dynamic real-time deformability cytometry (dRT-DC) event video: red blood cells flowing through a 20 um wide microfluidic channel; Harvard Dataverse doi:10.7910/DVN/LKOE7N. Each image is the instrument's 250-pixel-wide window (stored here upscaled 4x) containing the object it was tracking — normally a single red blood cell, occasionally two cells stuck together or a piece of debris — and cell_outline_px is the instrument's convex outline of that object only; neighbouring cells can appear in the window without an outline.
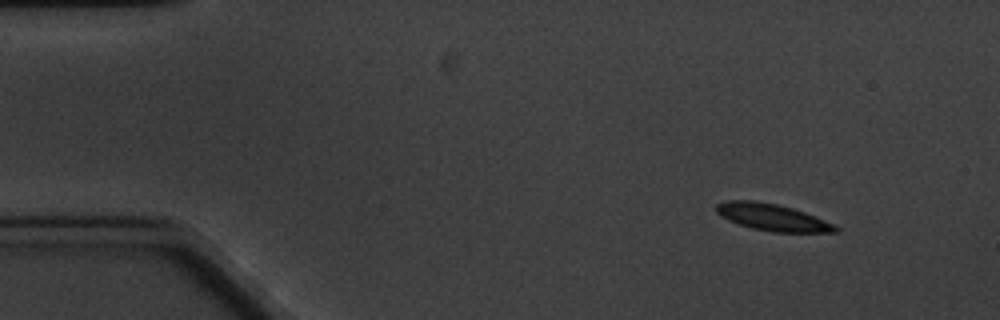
{"species": "common noctule bat (a hibernating species)", "species_latin": "Nyctalus noctula", "temperature_condition": "cold", "stored_images_in_passage": 5, "segment_of_instrument_passage": [1, 2], "camera_frame_rate_fps": 3000, "um_per_image_px": 0.085, "animal": {"sex": "male", "body_mass_g": 20.1, "forearm_length_mm": 53.5}, "frame": {"image": 1, "passage_image": 1, "time_ms": 0.0, "image_size_px": [1000, 320], "cell_outline_px": [[840, 232], [772, 232], [752, 228], [728, 220], [720, 216], [716, 212], [716, 204], [724, 200], [752, 200], [776, 204], [792, 208], [804, 212], [824, 220], [840, 228]], "centroid_in_image_um": [65.62, 18.46], "position_along_channel_um": 19.4, "area_um2": 18.55}}
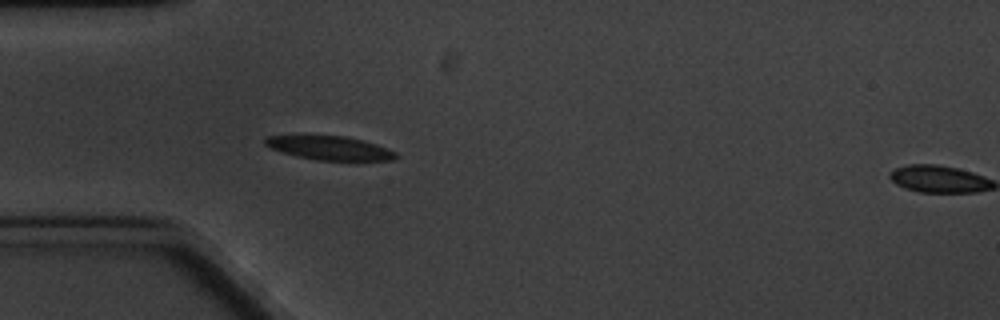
{"frame": {"image": 2, "passage_image": 4, "time_ms": 3.667, "image_size_px": [1000, 320], "cell_outline_px": [[400, 156], [392, 160], [356, 164], [316, 160], [296, 156], [272, 148], [264, 144], [264, 140], [268, 136], [344, 136], [364, 140], [376, 144], [396, 152]], "centroid_in_image_um": [28.19, 12.65], "position_along_channel_um": 56.8, "area_um2": 18.96}}